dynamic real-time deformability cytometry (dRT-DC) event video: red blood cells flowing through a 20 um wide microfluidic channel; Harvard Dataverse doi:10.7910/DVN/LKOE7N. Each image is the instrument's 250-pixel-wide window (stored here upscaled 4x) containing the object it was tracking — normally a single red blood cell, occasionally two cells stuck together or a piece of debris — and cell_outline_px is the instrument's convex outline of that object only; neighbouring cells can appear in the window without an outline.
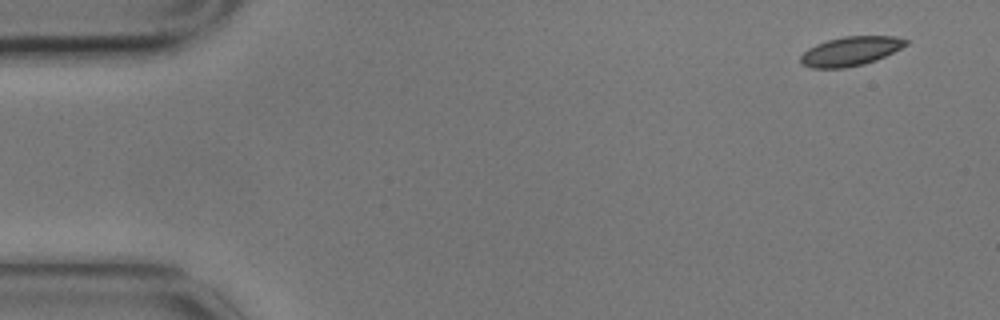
{"species": "common noctule bat (a hibernating species)", "species_latin": "Nyctalus noctula", "temperature_condition": "cold", "stored_images_in_passage": 3, "camera_frame_rate_fps": 3000, "um_per_image_px": 0.085, "animal": {"sex": "male", "body_mass_g": 17.9}, "frame": {"image": 1, "passage_image": 1, "time_ms": 0.0, "image_size_px": [1000, 320], "cell_outline_px": [[908, 44], [876, 60], [864, 64], [844, 68], [812, 68], [800, 64], [800, 56], [808, 48], [816, 44], [828, 40], [844, 36], [896, 36], [908, 40]], "centroid_in_image_um": [72.27, 4.35], "position_along_channel_um": 12.7, "area_um2": 17.86}}